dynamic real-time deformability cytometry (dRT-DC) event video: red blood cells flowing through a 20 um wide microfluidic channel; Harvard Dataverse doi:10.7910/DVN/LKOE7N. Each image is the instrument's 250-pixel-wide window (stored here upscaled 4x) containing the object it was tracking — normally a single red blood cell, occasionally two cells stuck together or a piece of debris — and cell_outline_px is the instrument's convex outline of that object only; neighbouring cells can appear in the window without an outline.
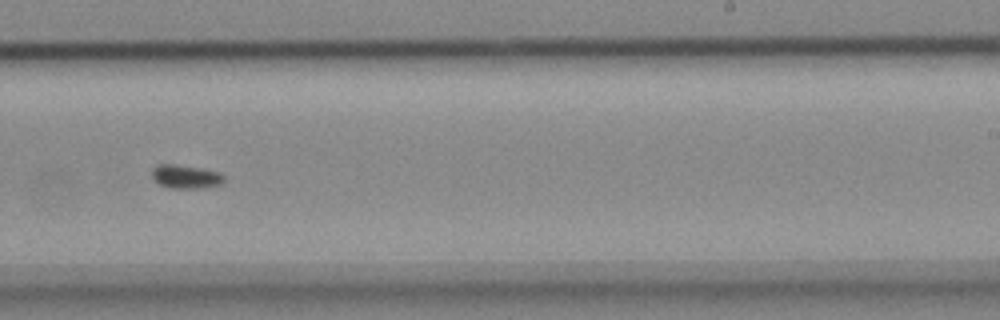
{"species": "common noctule bat (a hibernating species)", "species_latin": "Nyctalus noctula", "temperature_condition": "cold", "stored_images_in_passage": 56, "camera_frame_rate_fps": 3000, "um_per_image_px": 0.085, "animal": {"sex": "female", "body_mass_g": 18.4}, "frame": {"image": 1, "passage_image": 35, "time_ms": 11.333, "image_size_px": [1000, 320], "cell_outline_px": [[224, 184], [200, 188], [168, 188], [160, 184], [152, 176], [152, 168], [156, 164], [176, 164], [204, 168], [220, 172], [224, 176]], "centroid_in_image_um": [15.82, 15.0], "position_along_channel_um": 273.2, "area_um2": 10.12}}